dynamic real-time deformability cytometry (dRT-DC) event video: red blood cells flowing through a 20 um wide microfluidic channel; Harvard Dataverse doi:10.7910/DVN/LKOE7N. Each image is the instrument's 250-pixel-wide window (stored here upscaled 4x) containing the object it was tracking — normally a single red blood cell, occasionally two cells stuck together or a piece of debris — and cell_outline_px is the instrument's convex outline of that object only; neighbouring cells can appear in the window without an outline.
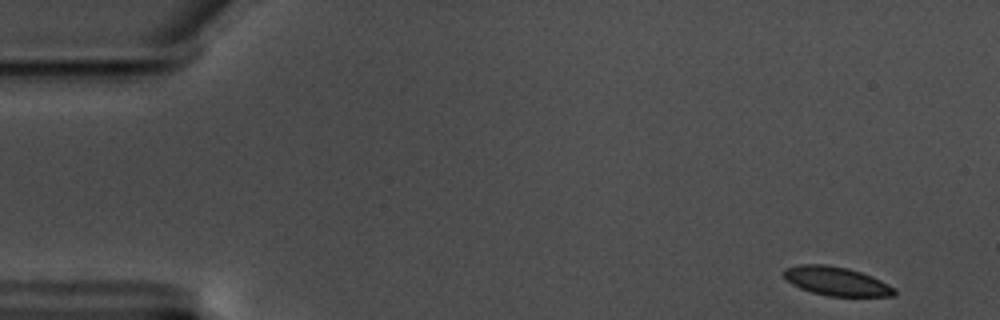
{"species": "common noctule bat (a hibernating species)", "species_latin": "Nyctalus noctula", "temperature_condition": "warm", "stored_images_in_passage": 56, "camera_frame_rate_fps": 3000, "um_per_image_px": 0.085, "animal": {"sex": "male", "body_mass_g": 17.5, "forearm_length_mm": 52.3}, "frame": {"image": 1, "passage_image": 1, "time_ms": 0.0, "image_size_px": [1000, 320], "cell_outline_px": [[896, 296], [828, 296], [812, 292], [800, 288], [792, 284], [784, 276], [784, 268], [800, 264], [824, 264], [848, 268], [872, 276], [896, 288]], "centroid_in_image_um": [71.11, 23.9], "position_along_channel_um": 13.9, "area_um2": 18.55}}
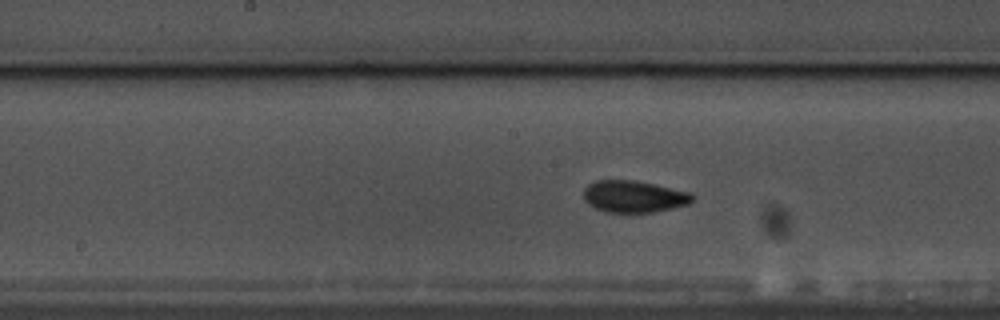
{"frame": {"image": 2, "passage_image": 27, "time_ms": 8.667, "image_size_px": [1000, 320], "cell_outline_px": [[696, 196], [688, 204], [672, 208], [652, 212], [608, 212], [596, 208], [588, 204], [584, 200], [584, 188], [588, 184], [596, 180], [632, 180], [652, 184], [688, 192]], "centroid_in_image_um": [53.85, 16.7], "position_along_channel_um": 194.4, "area_um2": 19.94}}
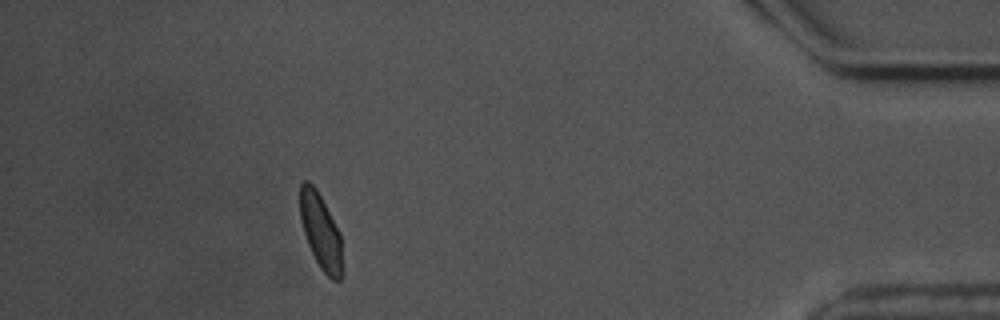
{"frame": {"image": 3, "passage_image": 50, "time_ms": 16.333, "image_size_px": [1000, 320], "cell_outline_px": [[344, 272], [340, 280], [332, 280], [320, 268], [308, 244], [300, 220], [300, 184], [304, 180], [308, 180], [316, 188], [340, 232]], "centroid_in_image_um": [27.28, 19.69], "position_along_channel_um": 407.9, "area_um2": 18.73}, "authors_computed_cell_mechanics": {"area_um2": 19.1896, "velocity_mm_per_s": 3.4928, "shape_relaxation_time_tau1_ms": 2.5229, "shape_relaxation_time_tau2_ms": 1.6476, "deformation_change_tau1": 0.0773, "deformation_change_tau2": 0.052}}